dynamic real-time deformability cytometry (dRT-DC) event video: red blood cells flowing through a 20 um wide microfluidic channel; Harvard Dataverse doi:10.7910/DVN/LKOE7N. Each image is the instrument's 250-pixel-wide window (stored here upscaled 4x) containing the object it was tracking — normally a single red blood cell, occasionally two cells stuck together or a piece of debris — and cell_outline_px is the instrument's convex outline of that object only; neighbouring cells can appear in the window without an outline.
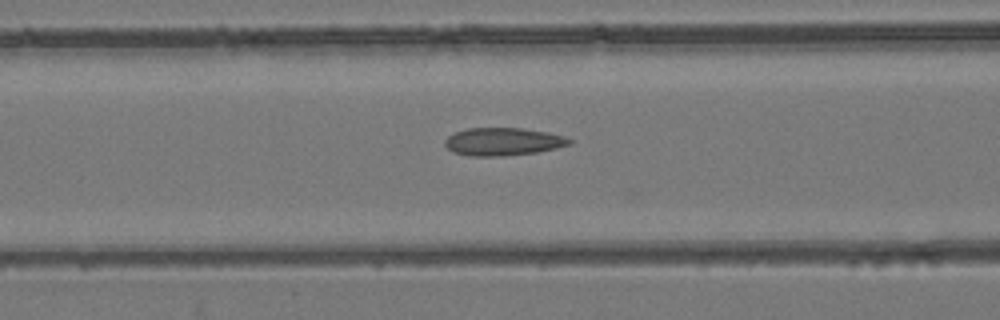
{"species": "common noctule bat (a hibernating species)", "species_latin": "Nyctalus noctula", "temperature_condition": "room temperature", "stored_images_in_passage": 39, "camera_frame_rate_fps": 3000, "um_per_image_px": 0.085, "animal": {"sex": "female", "body_mass_g": 24.6, "forearm_length_mm": 56.2}, "frame": {"image": 1, "passage_image": 7, "time_ms": 2.0, "image_size_px": [1000, 320], "cell_outline_px": [[572, 144], [556, 148], [536, 152], [504, 156], [468, 156], [452, 152], [444, 144], [444, 140], [448, 136], [456, 132], [468, 128], [520, 128], [548, 132], [564, 136], [572, 140]], "centroid_in_image_um": [42.75, 12.04], "position_along_channel_um": 123.9, "area_um2": 20.23}}
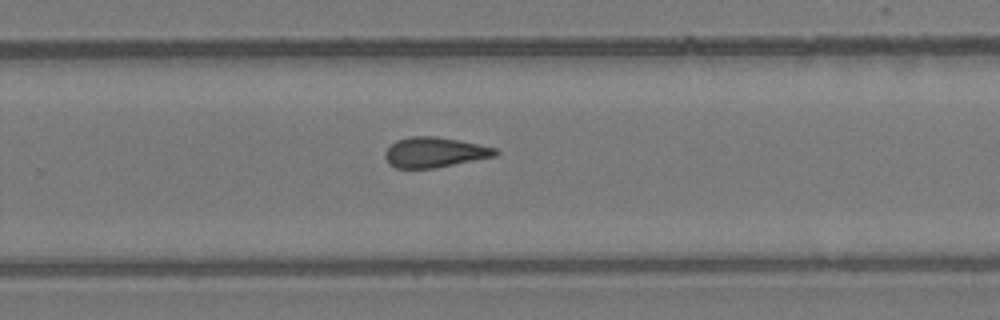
{"frame": {"image": 2, "passage_image": 20, "time_ms": 6.333, "image_size_px": [1000, 320], "cell_outline_px": [[500, 152], [496, 156], [432, 168], [396, 168], [388, 164], [384, 156], [384, 152], [396, 140], [412, 136], [436, 136], [496, 148]], "centroid_in_image_um": [36.91, 12.95], "position_along_channel_um": 292.9, "area_um2": 19.19}}
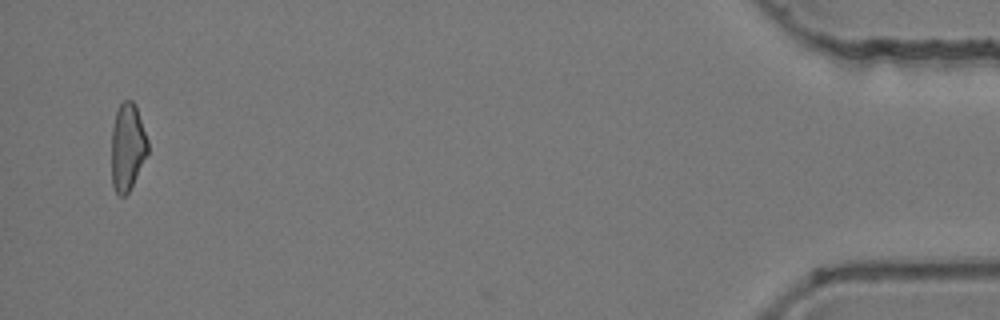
{"frame": {"image": 3, "passage_image": 37, "time_ms": 12.0, "image_size_px": [1000, 320], "cell_outline_px": [[148, 152], [128, 192], [124, 196], [120, 196], [116, 192], [112, 184], [112, 128], [116, 112], [120, 104], [124, 100], [132, 100], [136, 104], [148, 140]], "centroid_in_image_um": [10.84, 12.45], "position_along_channel_um": 424.4, "area_um2": 18.32}, "authors_computed_cell_mechanics": {"area_um2": 19.3052, "velocity_mm_per_s": 3.9003, "shape_relaxation_time_tau1_ms": null, "shape_relaxation_time_tau2_ms": 3.3269, "deformation_change_tau1": null, "deformation_change_tau2": 0.1032}}